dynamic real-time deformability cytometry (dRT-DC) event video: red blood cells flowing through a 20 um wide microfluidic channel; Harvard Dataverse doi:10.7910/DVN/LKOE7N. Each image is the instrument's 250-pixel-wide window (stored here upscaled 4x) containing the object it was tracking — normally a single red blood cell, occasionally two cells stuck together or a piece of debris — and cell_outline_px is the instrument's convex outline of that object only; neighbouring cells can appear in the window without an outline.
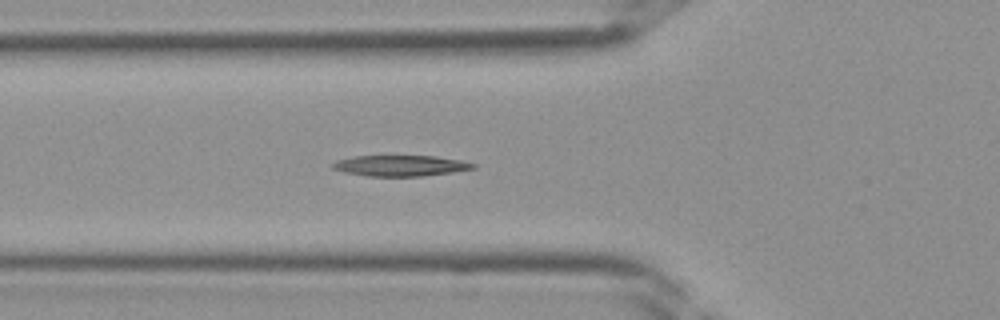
{"species": "Egyptian fruit bat (a non-hibernating species)", "species_latin": "Rousettus aegyptiacus", "temperature_condition": "room temperature", "stored_images_in_passage": 27, "camera_frame_rate_fps": 3000, "um_per_image_px": 0.085, "frame": {"image": 1, "passage_image": 2, "time_ms": 0.333, "image_size_px": [1000, 320], "cell_outline_px": [[476, 168], [452, 172], [420, 176], [368, 176], [344, 172], [332, 168], [332, 164], [336, 160], [352, 156], [436, 156], [460, 160], [476, 164]], "centroid_in_image_um": [34.02, 14.08], "position_along_channel_um": 91.8, "area_um2": 16.99}}
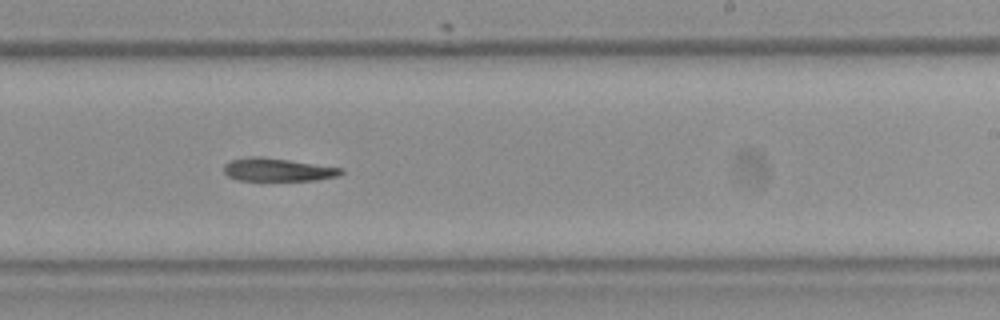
{"frame": {"image": 2, "passage_image": 12, "time_ms": 3.667, "image_size_px": [1000, 320], "cell_outline_px": [[344, 172], [336, 176], [316, 180], [236, 180], [228, 176], [224, 172], [224, 164], [232, 160], [248, 156], [260, 156], [344, 168]], "centroid_in_image_um": [23.58, 14.42], "position_along_channel_um": 265.4, "area_um2": 15.66}}
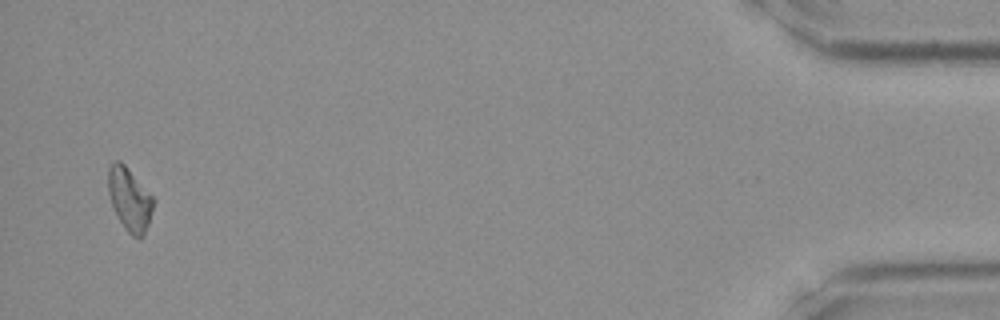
{"frame": {"image": 3, "passage_image": 26, "time_ms": 8.333, "image_size_px": [1000, 320], "cell_outline_px": [[156, 200], [148, 224], [144, 232], [140, 236], [132, 236], [124, 228], [112, 204], [108, 192], [108, 168], [116, 160], [120, 160], [124, 164]], "centroid_in_image_um": [11.02, 16.91], "position_along_channel_um": 424.2, "area_um2": 16.24}}